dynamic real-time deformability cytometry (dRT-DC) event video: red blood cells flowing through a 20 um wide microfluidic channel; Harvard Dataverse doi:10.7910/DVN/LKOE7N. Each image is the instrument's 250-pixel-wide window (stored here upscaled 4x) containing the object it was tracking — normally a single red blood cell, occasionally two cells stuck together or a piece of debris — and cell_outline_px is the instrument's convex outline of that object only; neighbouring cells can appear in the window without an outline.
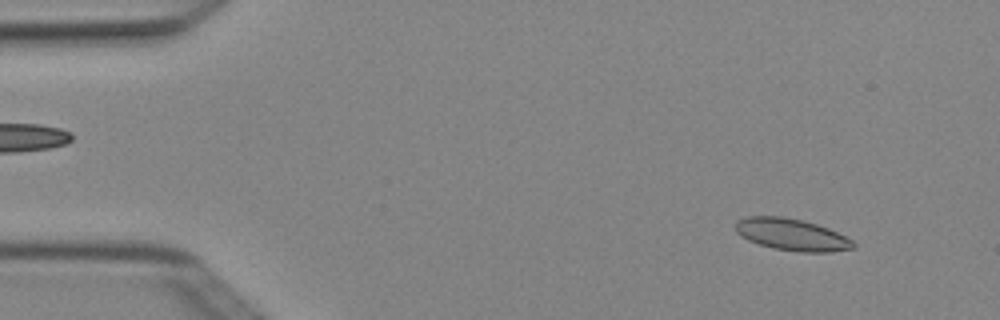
{"species": "Egyptian fruit bat (a non-hibernating species)", "species_latin": "Rousettus aegyptiacus", "temperature_condition": "cold", "stored_images_in_passage": 5, "camera_frame_rate_fps": 3000, "um_per_image_px": 0.085, "animal": {"sex": "female"}, "frame": {"image": 1, "passage_image": 1, "time_ms": 0.0, "image_size_px": [1000, 320], "cell_outline_px": [[856, 248], [832, 252], [800, 252], [772, 248], [748, 240], [740, 236], [736, 232], [736, 220], [744, 216], [780, 216], [800, 220], [816, 224], [828, 228], [852, 240], [856, 244]], "centroid_in_image_um": [67.29, 19.94], "position_along_channel_um": 17.7, "area_um2": 21.91}}
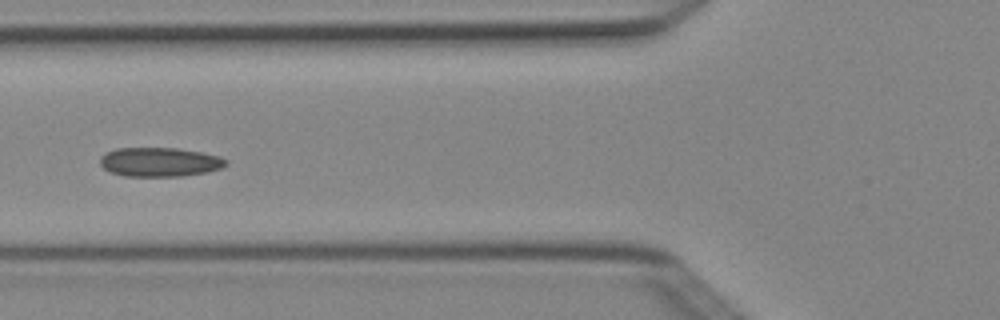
{"frame": {"image": 2, "passage_image": 4, "time_ms": 1.0, "image_size_px": [1000, 320], "cell_outline_px": [[228, 164], [220, 168], [208, 172], [180, 176], [124, 176], [108, 172], [100, 164], [100, 156], [104, 152], [116, 148], [176, 148], [200, 152], [220, 156], [228, 160]], "centroid_in_image_um": [13.54, 13.77], "position_along_channel_um": 112.3, "area_um2": 21.56}}
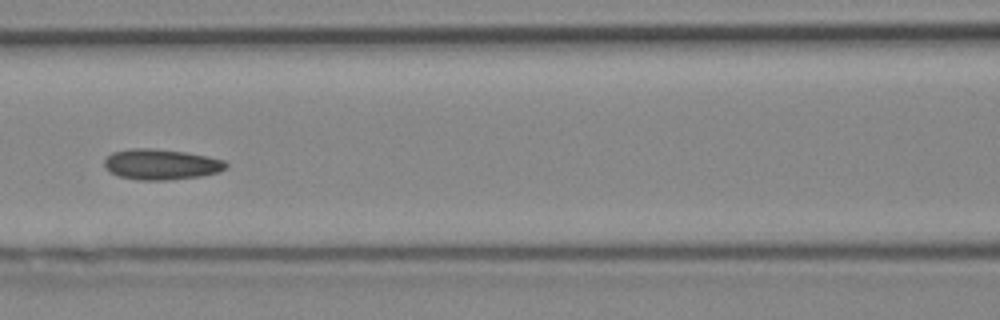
{"frame": {"image": 3, "passage_image": 5, "time_ms": 1.333, "image_size_px": [1000, 320], "cell_outline_px": [[228, 168], [220, 172], [200, 176], [168, 180], [140, 180], [120, 176], [104, 168], [104, 160], [112, 152], [132, 148], [152, 148], [184, 152], [208, 156], [224, 160], [228, 164]], "centroid_in_image_um": [13.72, 13.97], "position_along_channel_um": 152.9, "area_um2": 21.73}}